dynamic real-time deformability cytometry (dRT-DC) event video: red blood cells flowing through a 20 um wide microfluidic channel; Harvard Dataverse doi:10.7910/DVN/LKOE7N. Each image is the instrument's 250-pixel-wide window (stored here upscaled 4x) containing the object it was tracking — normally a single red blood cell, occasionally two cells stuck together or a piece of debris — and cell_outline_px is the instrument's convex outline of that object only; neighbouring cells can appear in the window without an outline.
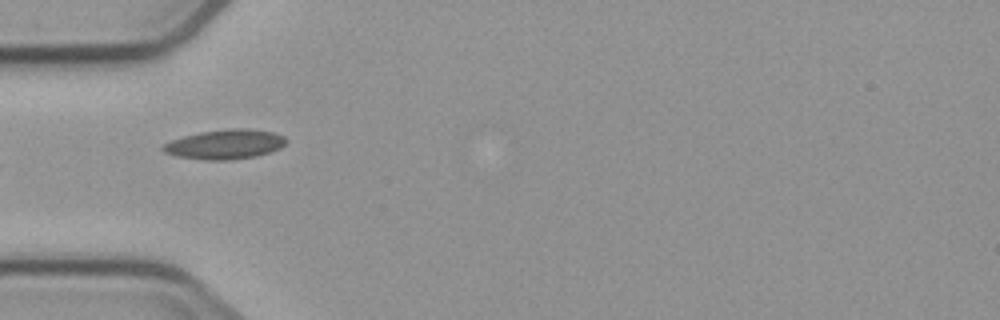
{"species": "common noctule bat (a hibernating species)", "species_latin": "Nyctalus noctula", "temperature_condition": "cold", "stored_images_in_passage": 6, "camera_frame_rate_fps": 3000, "um_per_image_px": 0.085, "animal": {"sex": "male", "body_mass_g": 23.1, "forearm_length_mm": 52.7}, "frame": {"image": 1, "passage_image": 5, "time_ms": 5.333, "image_size_px": [1000, 320], "cell_outline_px": [[288, 140], [280, 148], [256, 156], [228, 160], [204, 160], [176, 156], [164, 152], [160, 148], [164, 144], [172, 140], [184, 136], [200, 132], [228, 128], [244, 128], [272, 132], [284, 136]], "centroid_in_image_um": [19.11, 12.26], "position_along_channel_um": 65.9, "area_um2": 21.15}}
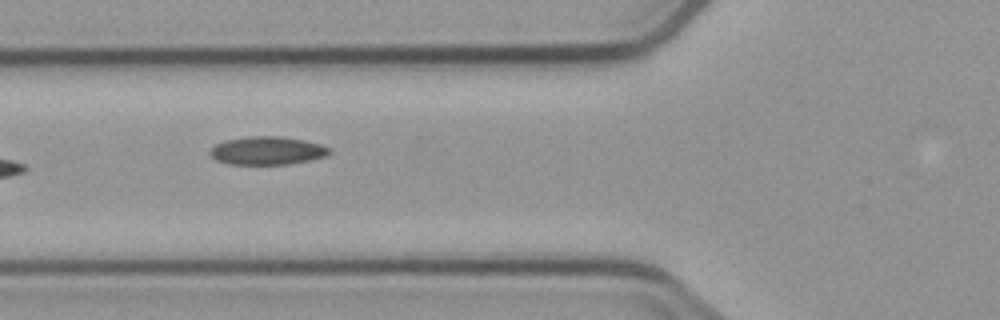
{"frame": {"image": 2, "passage_image": 6, "time_ms": 6.333, "image_size_px": [1000, 320], "cell_outline_px": [[332, 152], [328, 156], [288, 164], [228, 164], [216, 160], [208, 152], [216, 144], [224, 140], [248, 136], [280, 136], [304, 140], [320, 144], [332, 148]], "centroid_in_image_um": [22.74, 12.8], "position_along_channel_um": 103.1, "area_um2": 19.71}}